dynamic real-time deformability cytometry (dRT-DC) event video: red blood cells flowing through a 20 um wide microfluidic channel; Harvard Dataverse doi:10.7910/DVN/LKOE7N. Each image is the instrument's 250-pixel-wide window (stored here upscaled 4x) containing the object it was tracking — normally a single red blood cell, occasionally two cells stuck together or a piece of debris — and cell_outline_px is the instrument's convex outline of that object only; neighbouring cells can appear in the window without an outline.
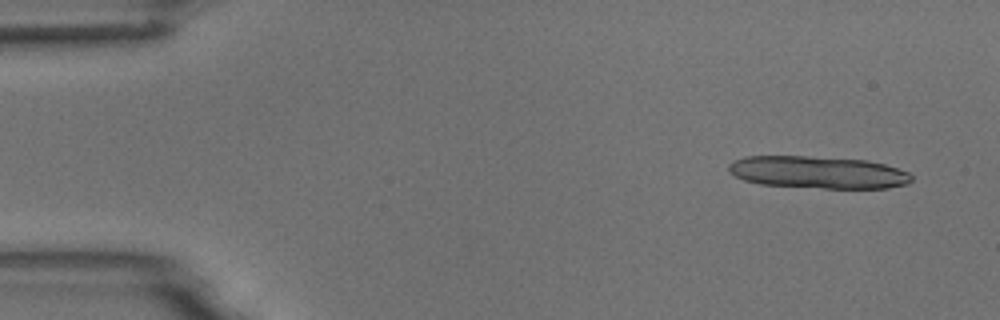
{"species": "common noctule bat (a hibernating species)", "species_latin": "Nyctalus noctula", "temperature_condition": "room temperature", "stored_images_in_passage": 14, "camera_frame_rate_fps": 3000, "um_per_image_px": 0.085, "animal": {"sex": "male", "body_mass_g": 18.8}, "frame": {"image": 1, "passage_image": 4, "time_ms": 1.0, "image_size_px": [1000, 320], "cell_outline_px": [[912, 180], [908, 184], [888, 188], [824, 188], [760, 184], [744, 180], [728, 172], [728, 164], [732, 160], [744, 156], [808, 156], [868, 160], [884, 164], [908, 172], [912, 176]], "centroid_in_image_um": [69.51, 14.64], "position_along_channel_um": 15.5, "area_um2": 34.56}}